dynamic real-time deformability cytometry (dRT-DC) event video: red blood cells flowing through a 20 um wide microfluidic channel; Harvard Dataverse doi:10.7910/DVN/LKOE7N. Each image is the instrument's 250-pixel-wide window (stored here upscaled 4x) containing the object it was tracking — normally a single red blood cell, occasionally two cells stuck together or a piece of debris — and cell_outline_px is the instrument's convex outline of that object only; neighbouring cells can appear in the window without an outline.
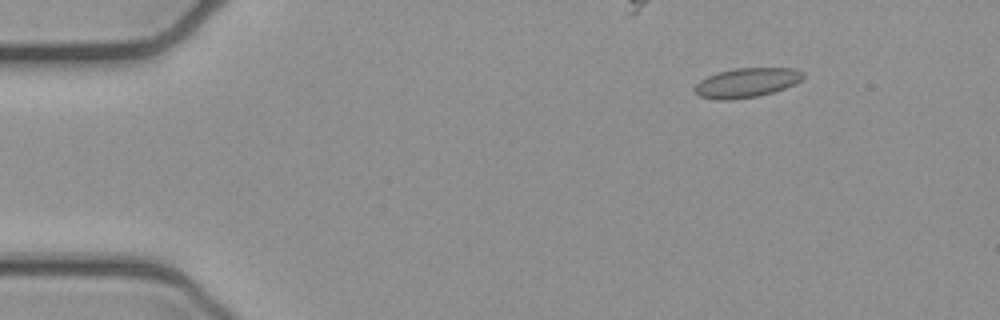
{"species": "common noctule bat (a hibernating species)", "species_latin": "Nyctalus noctula", "temperature_condition": "cold", "stored_images_in_passage": 5, "camera_frame_rate_fps": 3000, "um_per_image_px": 0.085, "animal": {"sex": "female", "body_mass_g": 21.9}, "frame": {"image": 1, "passage_image": 2, "time_ms": 0.333, "image_size_px": [1000, 320], "cell_outline_px": [[804, 76], [796, 84], [760, 96], [732, 100], [716, 100], [700, 96], [692, 88], [700, 80], [716, 72], [736, 68], [792, 68], [804, 72]], "centroid_in_image_um": [63.44, 7.03], "position_along_channel_um": 21.6, "area_um2": 18.73}}
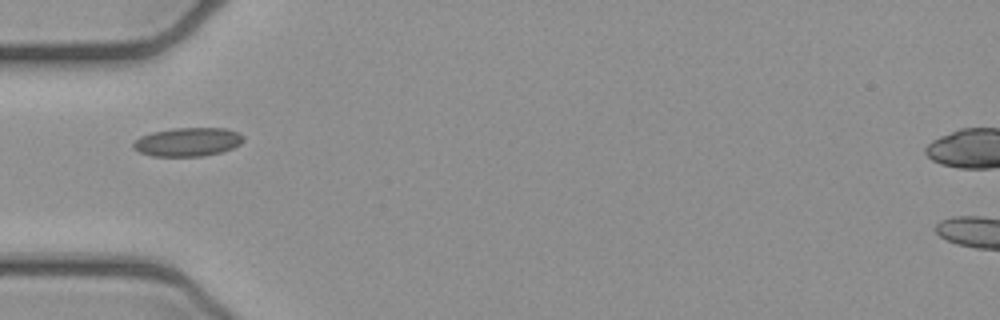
{"frame": {"image": 2, "passage_image": 5, "time_ms": 1.333, "image_size_px": [1000, 320], "cell_outline_px": [[244, 140], [240, 144], [232, 148], [220, 152], [200, 156], [152, 156], [140, 152], [132, 148], [132, 144], [140, 136], [152, 132], [176, 128], [224, 128], [236, 132], [244, 136]], "centroid_in_image_um": [15.94, 12.06], "position_along_channel_um": 69.1, "area_um2": 18.26}}